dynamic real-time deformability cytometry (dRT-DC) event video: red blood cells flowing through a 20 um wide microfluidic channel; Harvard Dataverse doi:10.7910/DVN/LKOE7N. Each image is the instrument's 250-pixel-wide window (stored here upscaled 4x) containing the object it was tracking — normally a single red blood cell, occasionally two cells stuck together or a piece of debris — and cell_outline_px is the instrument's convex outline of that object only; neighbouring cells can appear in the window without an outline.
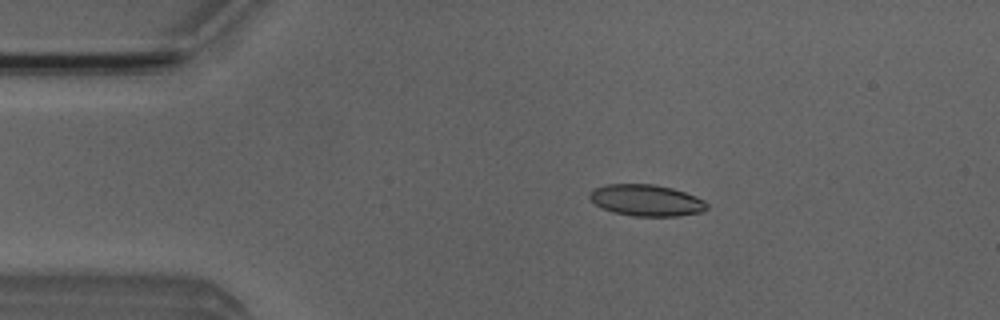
{"species": "Egyptian fruit bat (a non-hibernating species)", "species_latin": "Rousettus aegyptiacus", "temperature_condition": "room temperature", "stored_images_in_passage": 46, "camera_frame_rate_fps": 3000, "um_per_image_px": 0.085, "animal": {"sex": "male"}, "frame": {"image": 1, "passage_image": 4, "time_ms": 1.0, "image_size_px": [1000, 320], "cell_outline_px": [[708, 208], [700, 212], [676, 216], [632, 216], [616, 212], [604, 208], [596, 204], [588, 196], [588, 192], [596, 188], [608, 184], [656, 184], [672, 188], [696, 196], [704, 200], [708, 204]], "centroid_in_image_um": [54.96, 17.02], "position_along_channel_um": 30.0, "area_um2": 21.33}}
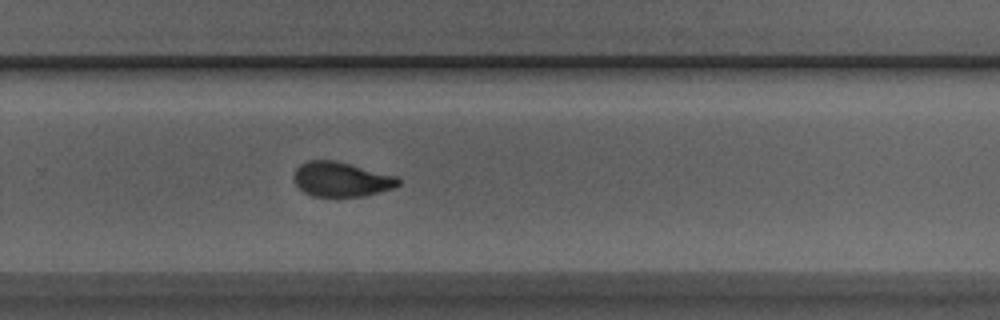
{"frame": {"image": 2, "passage_image": 28, "time_ms": 9.0, "image_size_px": [1000, 320], "cell_outline_px": [[400, 184], [392, 188], [364, 196], [312, 196], [304, 192], [292, 180], [292, 176], [296, 168], [300, 164], [308, 160], [336, 160], [396, 176], [400, 180]], "centroid_in_image_um": [28.96, 15.23], "position_along_channel_um": 300.8, "area_um2": 21.1}}
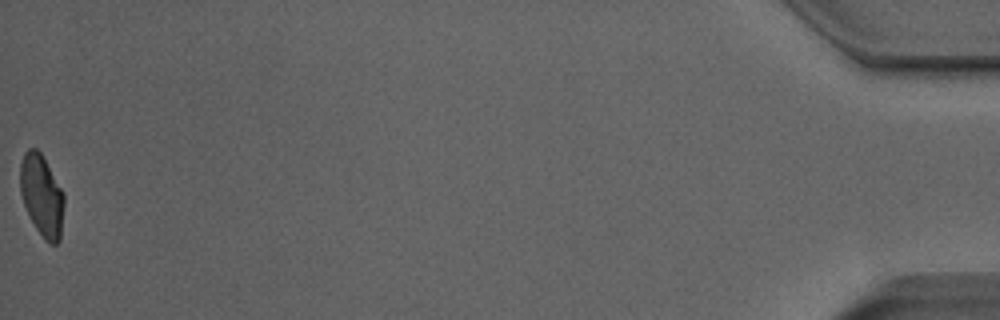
{"frame": {"image": 3, "passage_image": 46, "time_ms": 15.0, "image_size_px": [1000, 320], "cell_outline_px": [[64, 204], [60, 240], [56, 244], [48, 244], [44, 240], [36, 228], [24, 204], [20, 192], [20, 164], [24, 152], [28, 148], [36, 148], [40, 152], [64, 192]], "centroid_in_image_um": [3.56, 16.62], "position_along_channel_um": 431.6, "area_um2": 20.87}, "authors_computed_cell_mechanics": {"area_um2": 21.4149, "velocity_mm_per_s": 3.9739, "shape_relaxation_time_tau1_ms": 4.2263, "shape_relaxation_time_tau2_ms": 1.4275, "deformation_change_tau1": 0.1519, "deformation_change_tau2": 0.073}}